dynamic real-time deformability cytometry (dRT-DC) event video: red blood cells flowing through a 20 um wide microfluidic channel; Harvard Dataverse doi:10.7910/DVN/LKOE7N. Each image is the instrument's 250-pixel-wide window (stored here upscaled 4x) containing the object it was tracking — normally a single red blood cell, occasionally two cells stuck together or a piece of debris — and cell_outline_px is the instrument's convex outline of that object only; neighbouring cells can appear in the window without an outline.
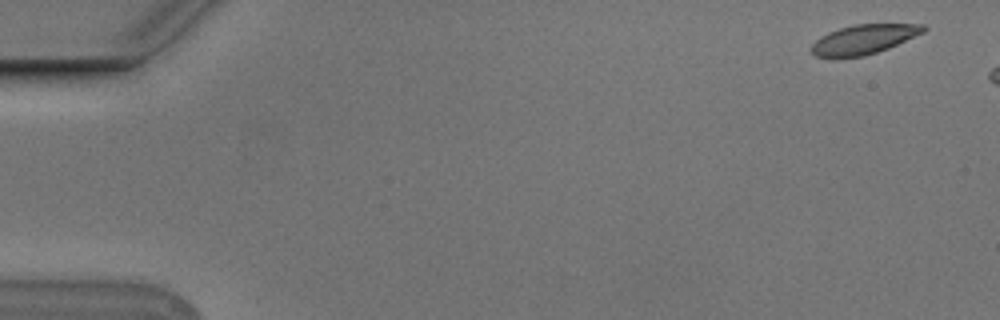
{"species": "Egyptian fruit bat (a non-hibernating species)", "species_latin": "Rousettus aegyptiacus", "temperature_condition": "cold", "stored_images_in_passage": 7, "camera_frame_rate_fps": 3000, "um_per_image_px": 0.085, "animal": {"sex": "male"}, "frame": {"image": 1, "passage_image": 1, "time_ms": 0.0, "image_size_px": [1000, 320], "cell_outline_px": [[928, 28], [924, 32], [888, 48], [864, 56], [836, 60], [832, 60], [816, 56], [812, 52], [812, 44], [820, 36], [828, 32], [852, 24], [924, 24]], "centroid_in_image_um": [73.37, 3.37], "position_along_channel_um": 11.6, "area_um2": 19.65}}